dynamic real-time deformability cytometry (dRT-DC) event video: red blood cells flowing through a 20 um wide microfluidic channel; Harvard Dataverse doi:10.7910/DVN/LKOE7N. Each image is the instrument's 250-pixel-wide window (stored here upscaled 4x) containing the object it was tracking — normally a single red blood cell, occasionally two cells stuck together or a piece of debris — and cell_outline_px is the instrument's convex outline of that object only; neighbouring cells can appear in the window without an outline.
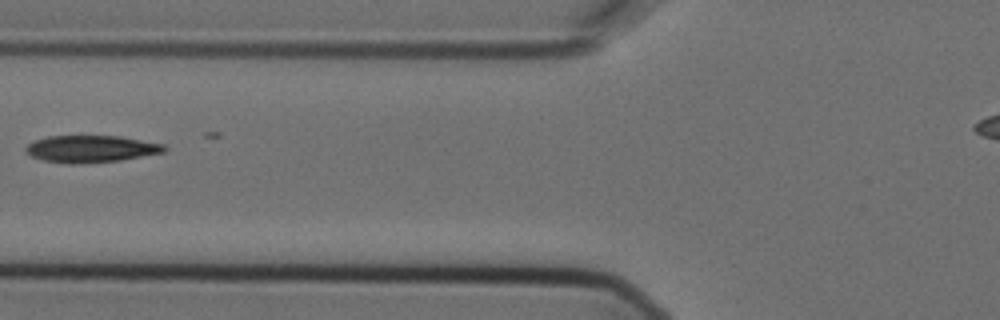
{"species": "Egyptian fruit bat (a non-hibernating species)", "species_latin": "Rousettus aegyptiacus", "temperature_condition": "cold", "stored_images_in_passage": 3, "camera_frame_rate_fps": 3000, "um_per_image_px": 0.085, "animal": {"sex": "female"}, "frame": {"image": 1, "passage_image": 3, "time_ms": 0.667, "image_size_px": [1000, 320], "cell_outline_px": [[168, 148], [164, 152], [120, 160], [76, 164], [72, 164], [44, 160], [32, 156], [24, 148], [28, 144], [36, 140], [48, 136], [120, 136], [164, 144]], "centroid_in_image_um": [7.76, 12.65], "position_along_channel_um": 118.0, "area_um2": 21.56}}